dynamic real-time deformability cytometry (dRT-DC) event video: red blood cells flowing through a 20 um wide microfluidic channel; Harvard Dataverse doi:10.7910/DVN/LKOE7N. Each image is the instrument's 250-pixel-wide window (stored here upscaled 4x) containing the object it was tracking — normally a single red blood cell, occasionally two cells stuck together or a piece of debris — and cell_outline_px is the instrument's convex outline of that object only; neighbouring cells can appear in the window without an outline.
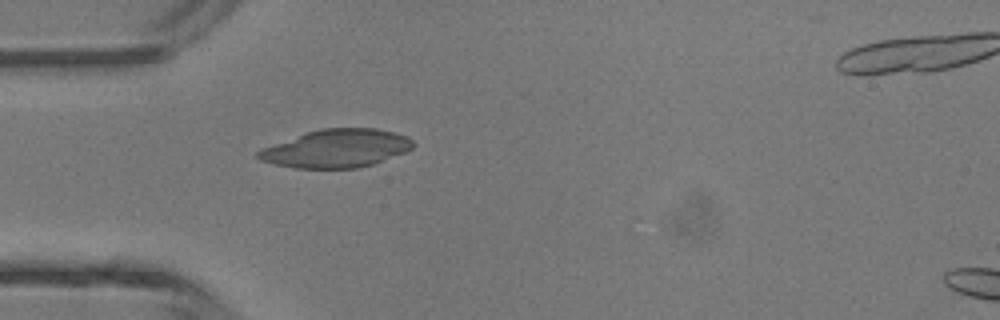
{"species": "common noctule bat (a hibernating species)", "species_latin": "Nyctalus noctula", "temperature_condition": "room temperature", "stored_images_in_passage": 12, "camera_frame_rate_fps": 3000, "um_per_image_px": 0.085, "animal": {"sex": "male", "body_mass_g": 13.3}, "frame": {"image": 1, "passage_image": 1, "time_ms": 0.0, "image_size_px": [1000, 320], "cell_outline_px": [[416, 144], [412, 148], [404, 152], [372, 164], [360, 168], [296, 168], [276, 164], [260, 160], [256, 156], [256, 152], [260, 148], [320, 128], [376, 128], [396, 132], [408, 136]], "centroid_in_image_um": [28.6, 12.61], "position_along_channel_um": 56.4, "area_um2": 34.33}}
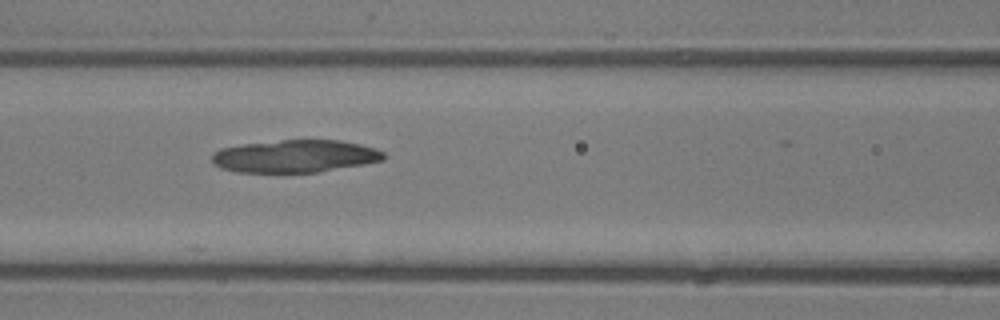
{"frame": {"image": 2, "passage_image": 7, "time_ms": 2.0, "image_size_px": [1000, 320], "cell_outline_px": [[388, 156], [384, 160], [364, 164], [316, 172], [236, 172], [220, 168], [212, 164], [212, 152], [220, 148], [244, 144], [280, 140], [340, 140], [360, 144], [376, 148], [384, 152]], "centroid_in_image_um": [25.08, 13.27], "position_along_channel_um": 141.5, "area_um2": 32.77}}
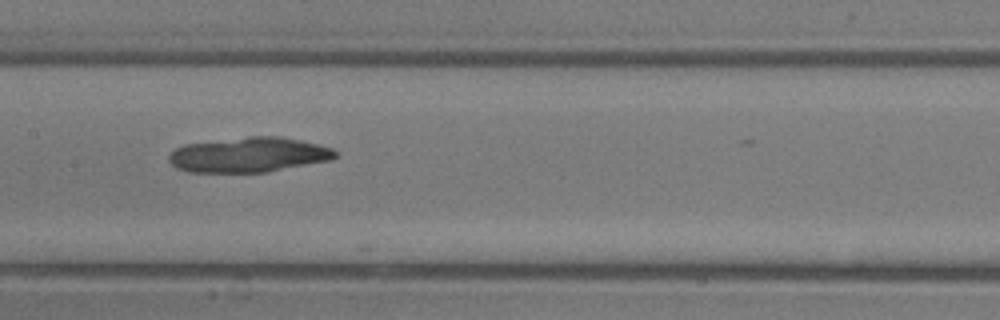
{"frame": {"image": 3, "passage_image": 10, "time_ms": 3.0, "image_size_px": [1000, 320], "cell_outline_px": [[336, 156], [332, 160], [268, 172], [188, 172], [176, 168], [168, 160], [168, 156], [176, 148], [184, 144], [248, 136], [280, 136], [300, 140], [332, 148], [336, 152]], "centroid_in_image_um": [21.14, 13.16], "position_along_channel_um": 186.3, "area_um2": 33.99}}